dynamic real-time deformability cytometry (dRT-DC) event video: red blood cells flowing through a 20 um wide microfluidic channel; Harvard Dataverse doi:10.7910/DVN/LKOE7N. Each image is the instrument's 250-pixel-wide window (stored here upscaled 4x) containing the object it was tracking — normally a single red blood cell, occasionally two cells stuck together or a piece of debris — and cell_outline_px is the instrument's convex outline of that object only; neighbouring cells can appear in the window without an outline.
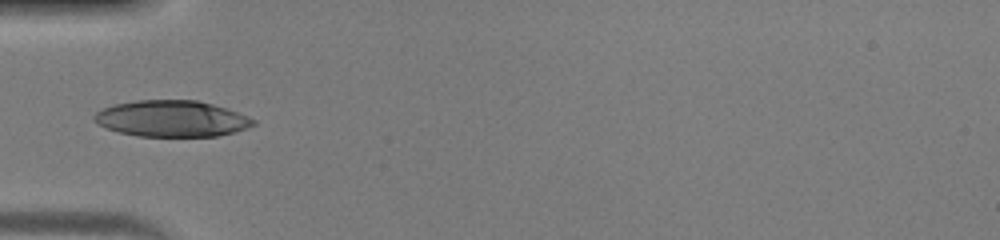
{"species": "human", "species_latin": "Homo sapiens", "temperature_condition": "warm", "stored_images_in_passage": 31, "camera_frame_rate_fps": 3000, "um_per_image_px": 0.085, "donor": {"sex": "male"}, "frame": {"image": 1, "passage_image": 1, "time_ms": 0.0, "image_size_px": [1000, 240], "cell_outline_px": [[256, 124], [248, 128], [216, 136], [140, 136], [120, 132], [108, 128], [92, 120], [92, 116], [96, 112], [112, 104], [136, 100], [196, 100], [212, 104], [248, 116], [256, 120]], "centroid_in_image_um": [14.58, 10.08], "position_along_channel_um": 70.4, "area_um2": 33.41}}
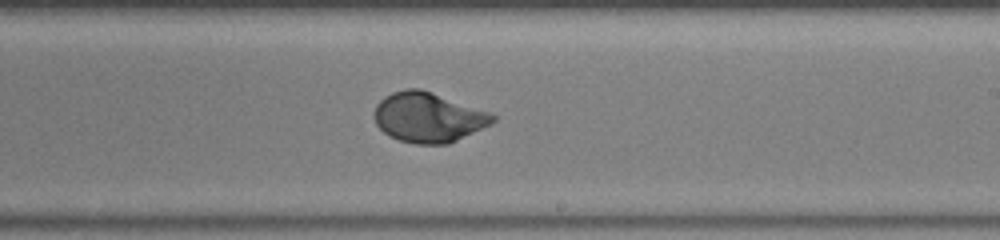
{"frame": {"image": 2, "passage_image": 13, "time_ms": 4.0, "image_size_px": [1000, 240], "cell_outline_px": [[496, 120], [492, 124], [448, 144], [416, 144], [400, 140], [384, 132], [376, 124], [376, 104], [384, 96], [392, 92], [404, 88], [420, 88], [492, 112], [496, 116]], "centroid_in_image_um": [36.45, 9.96], "position_along_channel_um": 252.6, "area_um2": 34.45}}
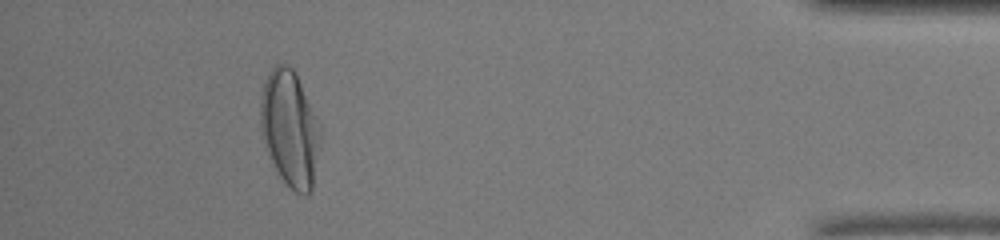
{"frame": {"image": 3, "passage_image": 27, "time_ms": 8.667, "image_size_px": [1000, 240], "cell_outline_px": [[324, 132], [312, 188], [304, 196], [296, 192], [284, 184], [264, 144], [260, 132], [260, 100], [264, 80], [268, 72], [276, 64], [288, 64], [296, 72]], "centroid_in_image_um": [24.66, 10.91], "position_along_channel_um": 410.5, "area_um2": 41.33}}